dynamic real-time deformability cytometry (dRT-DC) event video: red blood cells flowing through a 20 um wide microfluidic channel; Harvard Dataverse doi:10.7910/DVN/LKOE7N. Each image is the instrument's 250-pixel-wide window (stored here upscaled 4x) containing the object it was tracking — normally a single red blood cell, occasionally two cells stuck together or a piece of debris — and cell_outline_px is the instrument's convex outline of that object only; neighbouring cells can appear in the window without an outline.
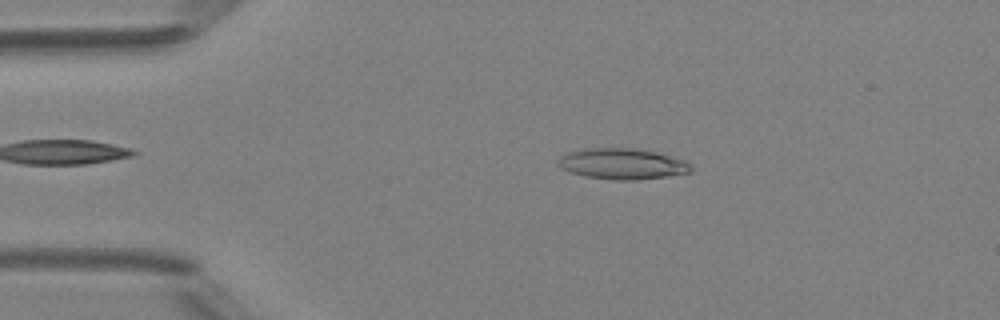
{"species": "Egyptian fruit bat (a non-hibernating species)", "species_latin": "Rousettus aegyptiacus", "temperature_condition": "room temperature", "stored_images_in_passage": 47, "camera_frame_rate_fps": 3000, "um_per_image_px": 0.085, "animal": {"sex": "female"}, "frame": {"image": 1, "passage_image": 8, "time_ms": 2.333, "image_size_px": [1000, 320], "cell_outline_px": [[692, 172], [668, 176], [636, 180], [616, 180], [584, 176], [568, 172], [560, 168], [556, 164], [556, 160], [560, 156], [568, 152], [584, 148], [636, 148], [656, 152], [684, 160], [692, 164]], "centroid_in_image_um": [52.86, 13.92], "position_along_channel_um": 32.1, "area_um2": 24.22}}
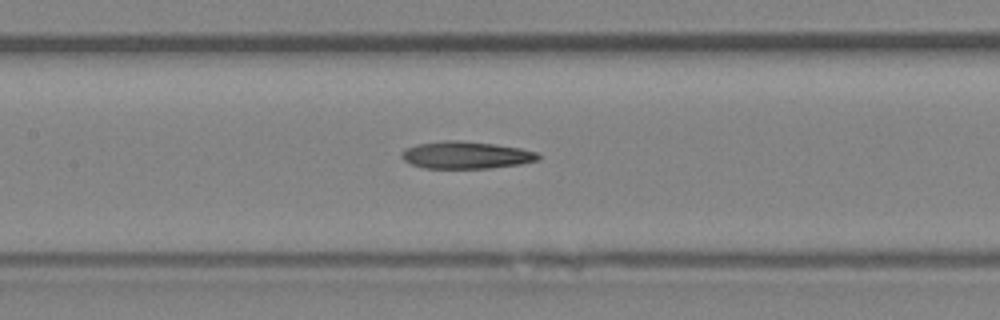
{"frame": {"image": 2, "passage_image": 21, "time_ms": 6.667, "image_size_px": [1000, 320], "cell_outline_px": [[540, 156], [536, 160], [520, 164], [488, 168], [424, 168], [412, 164], [404, 160], [400, 156], [400, 152], [416, 144], [444, 140], [460, 140], [492, 144], [520, 148], [536, 152]], "centroid_in_image_um": [39.56, 13.18], "position_along_channel_um": 167.8, "area_um2": 21.5}}
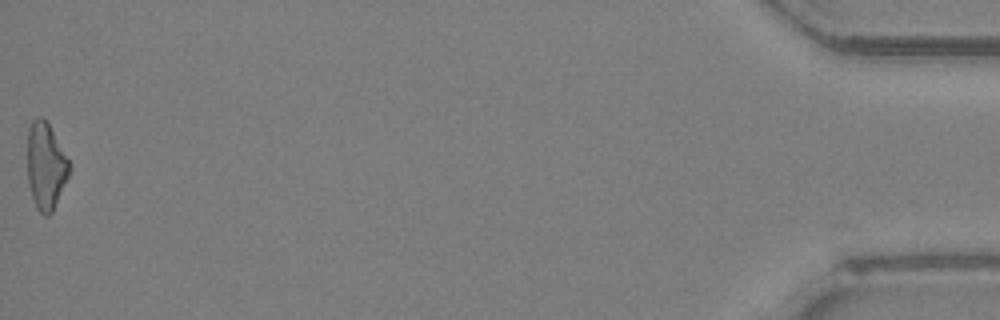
{"frame": {"image": 3, "passage_image": 47, "time_ms": 15.333, "image_size_px": [1000, 320], "cell_outline_px": [[72, 168], [52, 212], [48, 216], [44, 216], [36, 208], [32, 196], [28, 180], [28, 128], [32, 120], [36, 116], [40, 116], [48, 124], [68, 160]], "centroid_in_image_um": [3.88, 14.13], "position_along_channel_um": 431.3, "area_um2": 20.87}, "authors_computed_cell_mechanics": {"area_um2": 21.8484, "velocity_mm_per_s": 4.2337, "shape_relaxation_time_tau1_ms": null, "shape_relaxation_time_tau2_ms": 8.1984, "deformation_change_tau1": null, "deformation_change_tau2": 0.2228}}